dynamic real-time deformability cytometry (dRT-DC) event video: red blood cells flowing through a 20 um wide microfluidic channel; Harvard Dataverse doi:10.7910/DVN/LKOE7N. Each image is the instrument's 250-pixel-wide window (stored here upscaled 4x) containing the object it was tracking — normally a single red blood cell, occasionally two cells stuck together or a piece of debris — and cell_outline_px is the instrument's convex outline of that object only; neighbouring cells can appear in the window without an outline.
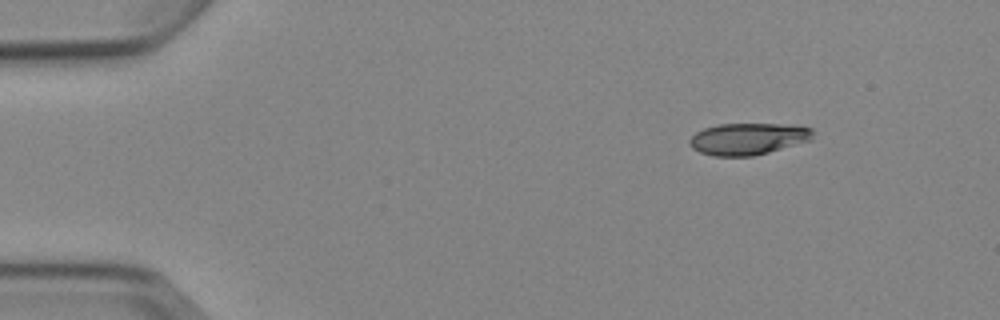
{"species": "Egyptian fruit bat (a non-hibernating species)", "species_latin": "Rousettus aegyptiacus", "temperature_condition": "cold", "stored_images_in_passage": 4, "camera_frame_rate_fps": 3000, "um_per_image_px": 0.085, "animal": {"sex": "female"}, "frame": {"image": 1, "passage_image": 1, "time_ms": 0.0, "image_size_px": [1000, 320], "cell_outline_px": [[812, 140], [768, 152], [752, 156], [712, 156], [700, 152], [692, 148], [688, 144], [688, 140], [696, 132], [704, 128], [720, 124], [780, 124], [812, 128]], "centroid_in_image_um": [63.54, 11.81], "position_along_channel_um": 21.5, "area_um2": 22.72}}
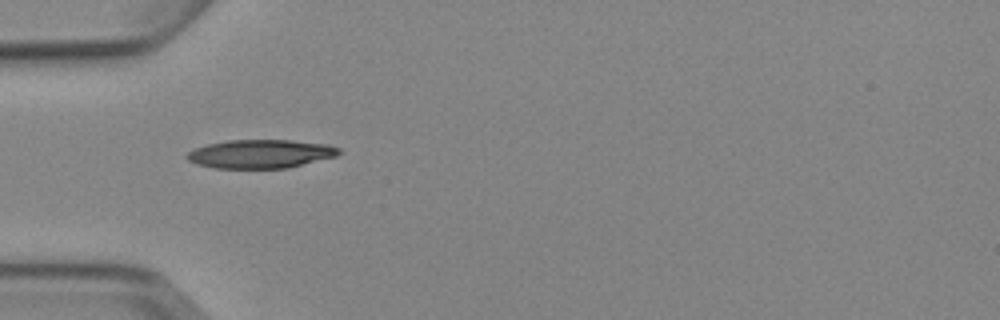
{"frame": {"image": 2, "passage_image": 4, "time_ms": 3.333, "image_size_px": [1000, 320], "cell_outline_px": [[344, 152], [336, 156], [288, 168], [216, 168], [196, 164], [188, 160], [184, 156], [188, 152], [196, 148], [208, 144], [228, 140], [292, 140], [328, 144], [340, 148]], "centroid_in_image_um": [22.18, 13.08], "position_along_channel_um": 62.8, "area_um2": 25.43}}